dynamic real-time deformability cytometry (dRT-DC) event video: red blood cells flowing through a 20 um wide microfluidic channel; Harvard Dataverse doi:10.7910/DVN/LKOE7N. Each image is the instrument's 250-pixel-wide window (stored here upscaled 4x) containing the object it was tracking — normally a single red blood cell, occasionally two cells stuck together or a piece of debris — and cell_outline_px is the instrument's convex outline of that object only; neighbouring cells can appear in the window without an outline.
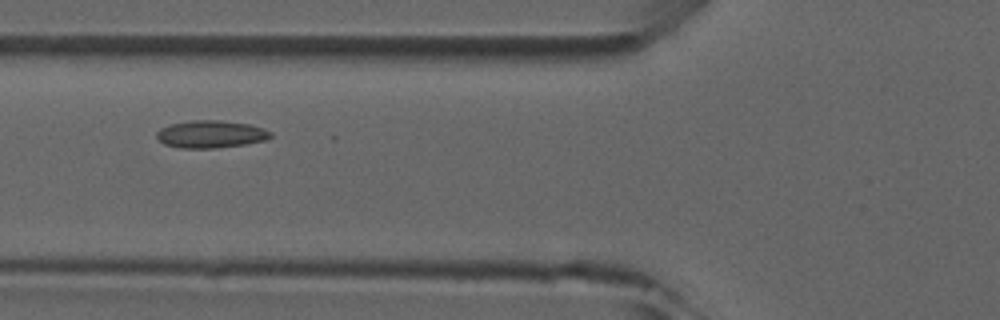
{"species": "common noctule bat (a hibernating species)", "species_latin": "Nyctalus noctula", "temperature_condition": "room temperature", "stored_images_in_passage": 5, "camera_frame_rate_fps": 3000, "um_per_image_px": 0.085, "animal": {"sex": "male", "forearm_length_mm": 52.5}, "frame": {"image": 1, "passage_image": 5, "time_ms": 4.333, "image_size_px": [1000, 320], "cell_outline_px": [[272, 136], [264, 140], [244, 144], [212, 148], [180, 148], [164, 144], [156, 136], [156, 132], [160, 128], [172, 124], [192, 120], [220, 120], [248, 124], [272, 132]], "centroid_in_image_um": [17.88, 11.4], "position_along_channel_um": 107.9, "area_um2": 17.98}}